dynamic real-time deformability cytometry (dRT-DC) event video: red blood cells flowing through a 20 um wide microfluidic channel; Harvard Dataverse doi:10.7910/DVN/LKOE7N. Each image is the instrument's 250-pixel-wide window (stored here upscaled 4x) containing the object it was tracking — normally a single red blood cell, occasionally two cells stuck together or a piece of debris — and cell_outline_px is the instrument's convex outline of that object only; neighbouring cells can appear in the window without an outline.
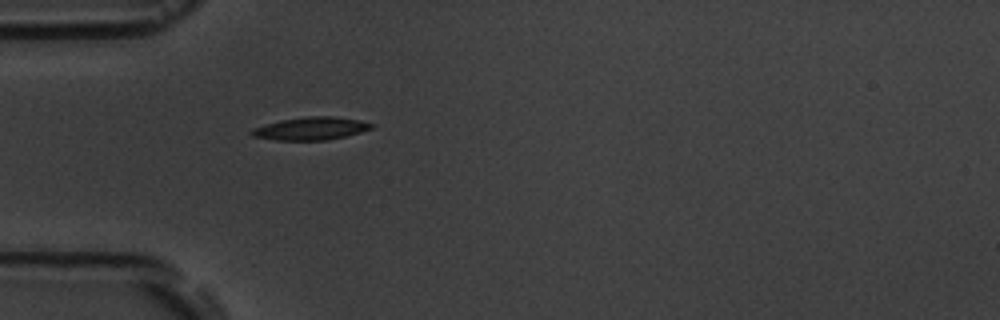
{"species": "common noctule bat (a hibernating species)", "species_latin": "Nyctalus noctula", "temperature_condition": "room temperature", "stored_images_in_passage": 1, "camera_frame_rate_fps": 3000, "um_per_image_px": 0.085, "animal": {"sex": "male", "body_mass_g": 19.5, "forearm_length_mm": 54.6}, "frame": {"image": 1, "passage_image": 1, "time_ms": 0.0, "image_size_px": [1000, 320], "cell_outline_px": [[372, 128], [360, 132], [344, 136], [324, 140], [276, 140], [252, 136], [248, 132], [252, 128], [284, 120], [308, 116], [332, 116], [360, 120], [372, 124]], "centroid_in_image_um": [26.4, 10.93], "position_along_channel_um": 58.6, "area_um2": 15.61}}